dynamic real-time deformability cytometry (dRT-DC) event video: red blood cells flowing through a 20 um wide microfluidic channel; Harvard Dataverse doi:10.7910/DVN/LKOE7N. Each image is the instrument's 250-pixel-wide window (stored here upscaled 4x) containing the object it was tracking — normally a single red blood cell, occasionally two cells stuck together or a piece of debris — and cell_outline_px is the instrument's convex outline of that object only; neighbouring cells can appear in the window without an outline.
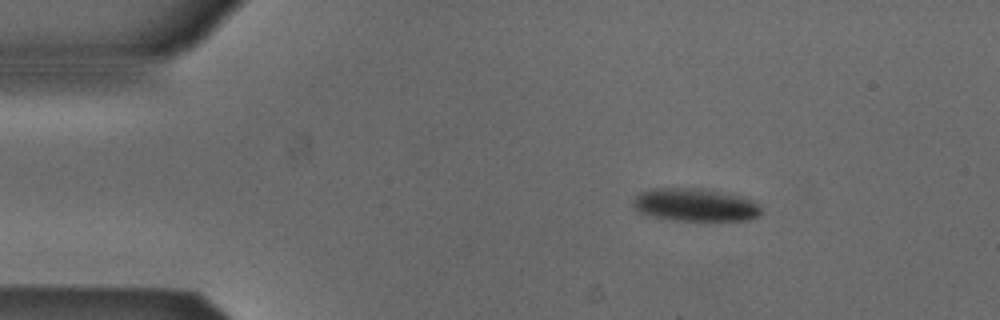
{"species": "Egyptian fruit bat (a non-hibernating species)", "species_latin": "Rousettus aegyptiacus", "temperature_condition": "cold", "stored_images_in_passage": 38, "camera_frame_rate_fps": 3000, "um_per_image_px": 0.085, "animal": {"sex": "male"}, "frame": {"image": 1, "passage_image": 1, "time_ms": 0.0, "image_size_px": [1000, 320], "cell_outline_px": [[760, 212], [756, 216], [748, 220], [676, 220], [656, 216], [640, 212], [632, 204], [632, 200], [640, 192], [648, 188], [712, 188], [756, 200], [760, 204]], "centroid_in_image_um": [59.13, 17.37], "position_along_channel_um": 25.9, "area_um2": 24.74}}
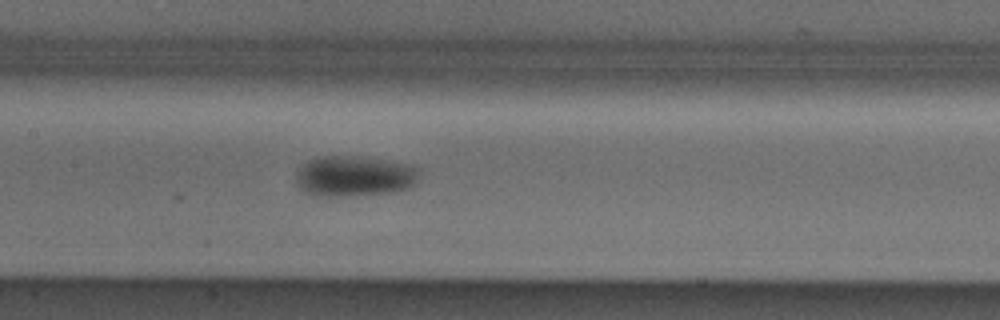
{"frame": {"image": 2, "passage_image": 18, "time_ms": 5.667, "image_size_px": [1000, 320], "cell_outline_px": [[424, 168], [420, 176], [408, 188], [392, 192], [340, 196], [312, 196], [304, 192], [296, 184], [296, 172], [300, 164], [308, 160], [320, 156], [364, 156], [412, 164]], "centroid_in_image_um": [30.13, 14.95], "position_along_channel_um": 177.3, "area_um2": 29.94}}
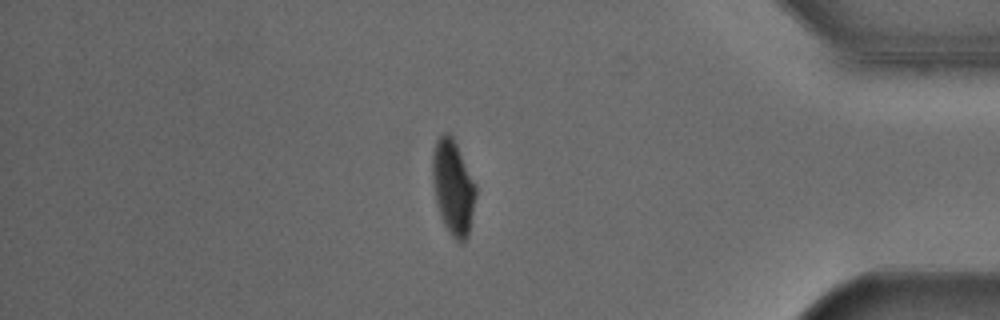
{"frame": {"image": 3, "passage_image": 38, "time_ms": 12.333, "image_size_px": [1000, 320], "cell_outline_px": [[476, 196], [468, 236], [460, 244], [448, 232], [440, 216], [436, 200], [432, 180], [432, 152], [436, 140], [444, 132], [448, 132], [452, 136], [476, 184]], "centroid_in_image_um": [38.5, 15.92], "position_along_channel_um": 396.7, "area_um2": 23.93}, "authors_computed_cell_mechanics": {"area_um2": 27.166, "velocity_mm_per_s": 3.8141, "shape_relaxation_time_tau1_ms": 10.876, "shape_relaxation_time_tau2_ms": 3.9292, "deformation_change_tau1": 0.1851, "deformation_change_tau2": 0.0444}}